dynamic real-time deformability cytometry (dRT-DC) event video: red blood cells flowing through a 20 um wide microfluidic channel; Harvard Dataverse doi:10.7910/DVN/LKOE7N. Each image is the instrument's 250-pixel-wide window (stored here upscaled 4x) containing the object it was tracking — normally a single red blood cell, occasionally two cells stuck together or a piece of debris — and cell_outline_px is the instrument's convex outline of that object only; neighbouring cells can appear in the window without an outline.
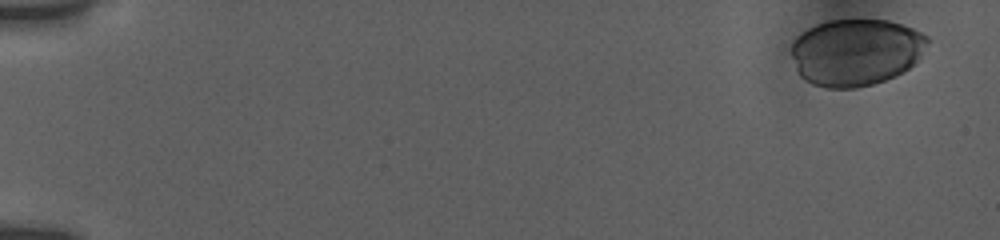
{"species": "human", "species_latin": "Homo sapiens", "temperature_condition": "room temperature", "stored_images_in_passage": 9, "camera_frame_rate_fps": 3000, "um_per_image_px": 0.085, "donor": {"sex": "female"}, "frame": {"image": 1, "passage_image": 1, "time_ms": 0.0, "image_size_px": [1000, 240], "cell_outline_px": [[928, 40], [916, 60], [908, 68], [896, 76], [872, 84], [856, 88], [828, 88], [812, 84], [804, 80], [796, 72], [792, 56], [792, 40], [796, 36], [808, 28], [816, 24], [828, 20], [888, 20], [904, 24], [928, 36]], "centroid_in_image_um": [72.7, 4.43], "position_along_channel_um": 12.3, "area_um2": 53.12}}
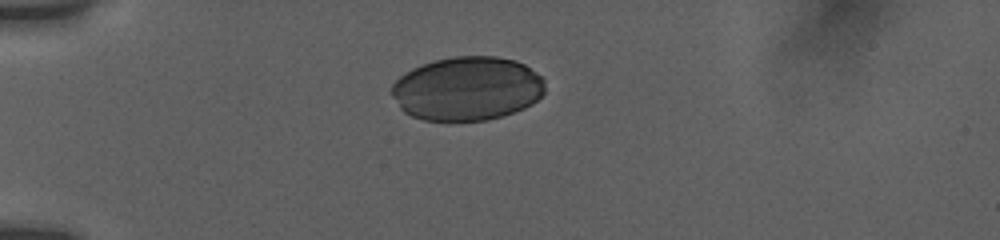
{"frame": {"image": 2, "passage_image": 6, "time_ms": 4.333, "image_size_px": [1000, 240], "cell_outline_px": [[544, 92], [532, 104], [524, 108], [488, 120], [424, 120], [412, 116], [404, 112], [400, 108], [392, 96], [392, 84], [400, 76], [412, 68], [436, 60], [452, 56], [496, 56], [516, 60], [524, 64], [536, 72], [544, 80]], "centroid_in_image_um": [39.71, 7.52], "position_along_channel_um": 45.3, "area_um2": 56.93}}